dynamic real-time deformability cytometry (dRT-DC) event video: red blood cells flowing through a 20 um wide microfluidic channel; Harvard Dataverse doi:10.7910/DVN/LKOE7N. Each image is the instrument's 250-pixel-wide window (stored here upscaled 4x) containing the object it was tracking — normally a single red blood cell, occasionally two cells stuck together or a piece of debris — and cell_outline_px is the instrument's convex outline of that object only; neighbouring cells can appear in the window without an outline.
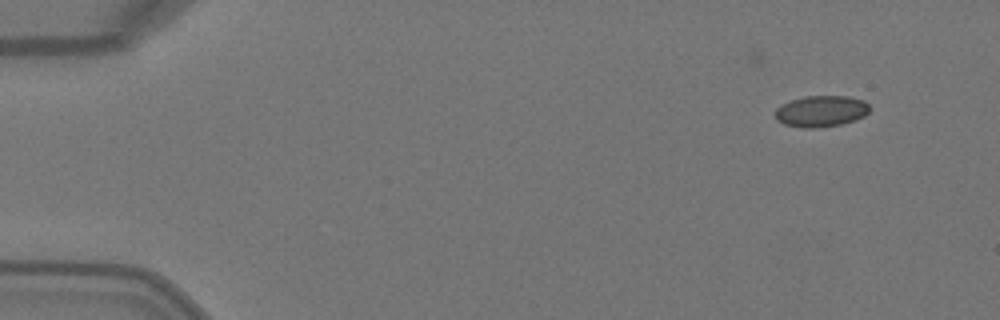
{"species": "Egyptian fruit bat (a non-hibernating species)", "species_latin": "Rousettus aegyptiacus", "temperature_condition": "warm", "stored_images_in_passage": 3, "camera_frame_rate_fps": 3000, "um_per_image_px": 0.085, "animal": {"sex": "female"}, "frame": {"image": 1, "passage_image": 1, "time_ms": 0.0, "image_size_px": [1000, 320], "cell_outline_px": [[872, 108], [864, 116], [856, 120], [840, 124], [812, 128], [804, 128], [784, 124], [776, 120], [776, 108], [792, 100], [804, 96], [848, 96], [864, 100]], "centroid_in_image_um": [69.83, 9.45], "position_along_channel_um": 15.2, "area_um2": 17.17}}
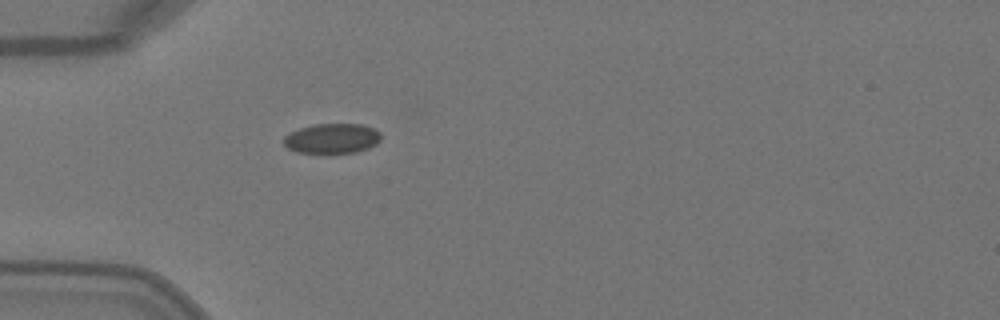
{"frame": {"image": 2, "passage_image": 3, "time_ms": 0.667, "image_size_px": [1000, 320], "cell_outline_px": [[380, 140], [376, 144], [368, 148], [356, 152], [296, 152], [288, 148], [284, 144], [284, 136], [300, 128], [312, 124], [360, 124], [372, 128], [380, 132]], "centroid_in_image_um": [28.23, 11.76], "position_along_channel_um": 56.8, "area_um2": 16.7}}